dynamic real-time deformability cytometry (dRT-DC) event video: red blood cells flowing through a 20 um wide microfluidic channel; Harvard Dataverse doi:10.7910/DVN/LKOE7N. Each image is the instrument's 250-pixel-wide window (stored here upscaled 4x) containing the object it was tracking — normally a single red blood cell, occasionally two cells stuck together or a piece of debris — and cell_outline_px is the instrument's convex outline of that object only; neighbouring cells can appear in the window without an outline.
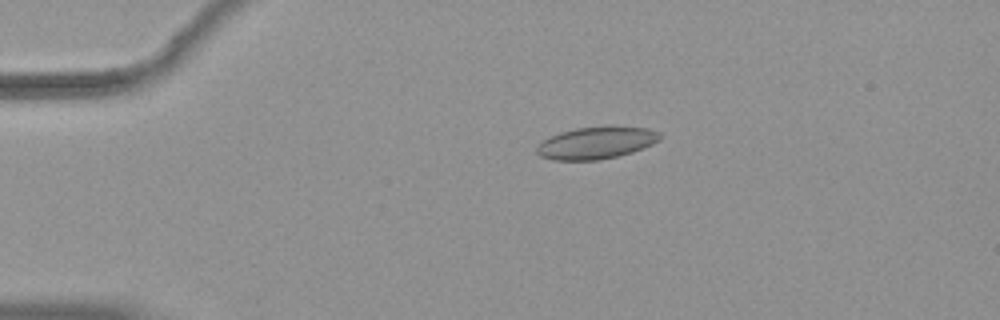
{"species": "common noctule bat (a hibernating species)", "species_latin": "Nyctalus noctula", "temperature_condition": "warm", "stored_images_in_passage": 55, "camera_frame_rate_fps": 3000, "um_per_image_px": 0.085, "animal": {"sex": "female", "body_mass_g": 19.9}, "frame": {"image": 1, "passage_image": 12, "time_ms": 3.667, "image_size_px": [1000, 320], "cell_outline_px": [[660, 140], [652, 144], [632, 152], [616, 156], [596, 160], [552, 160], [540, 156], [536, 152], [536, 148], [544, 140], [560, 132], [576, 128], [604, 124], [612, 124], [648, 128], [660, 132]], "centroid_in_image_um": [50.72, 12.1], "position_along_channel_um": 34.3, "area_um2": 23.47}}
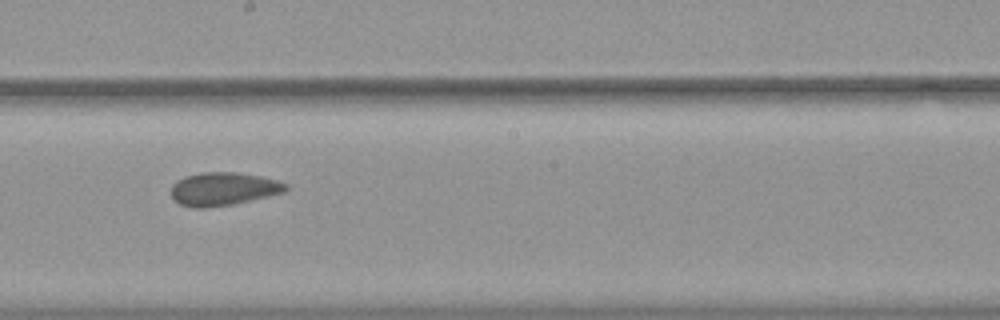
{"frame": {"image": 2, "passage_image": 32, "time_ms": 10.333, "image_size_px": [1000, 320], "cell_outline_px": [[288, 188], [284, 192], [236, 204], [204, 208], [192, 208], [180, 204], [172, 196], [172, 184], [176, 180], [184, 176], [200, 172], [236, 172], [260, 176], [276, 180], [288, 184]], "centroid_in_image_um": [18.97, 16.06], "position_along_channel_um": 229.2, "area_um2": 22.31}}
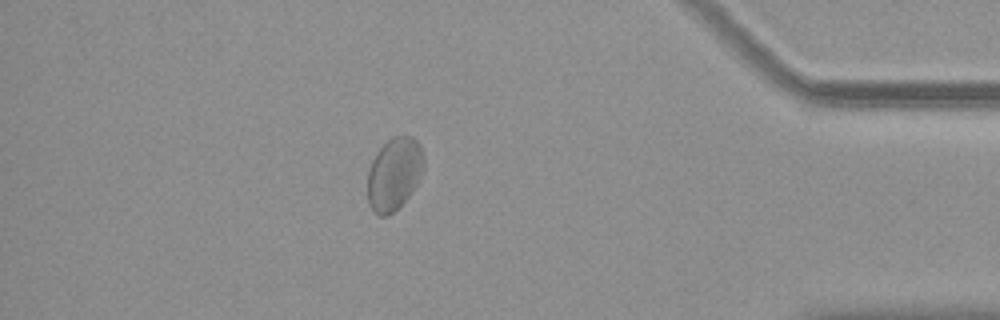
{"frame": {"image": 3, "passage_image": 49, "time_ms": 16.0, "image_size_px": [1000, 320], "cell_outline_px": [[424, 168], [420, 180], [408, 196], [388, 216], [380, 216], [368, 204], [368, 172], [372, 160], [376, 152], [392, 136], [412, 136], [420, 144], [424, 156]], "centroid_in_image_um": [33.52, 14.75], "position_along_channel_um": 401.7, "area_um2": 23.76}, "authors_computed_cell_mechanics": {"area_um2": 22.7732, "velocity_mm_per_s": 3.6678, "shape_relaxation_time_tau1_ms": 3.7582, "shape_relaxation_time_tau2_ms": 2.2005, "deformation_change_tau1": 0.0674, "deformation_change_tau2": 0.0633}}